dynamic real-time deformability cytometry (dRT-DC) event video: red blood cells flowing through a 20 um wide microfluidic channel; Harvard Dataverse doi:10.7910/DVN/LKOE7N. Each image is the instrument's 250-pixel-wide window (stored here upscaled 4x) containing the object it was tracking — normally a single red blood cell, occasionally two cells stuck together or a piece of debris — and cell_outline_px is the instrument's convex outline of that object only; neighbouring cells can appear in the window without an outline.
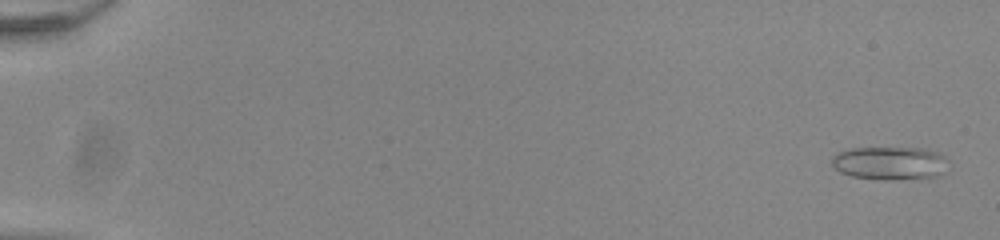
{"species": "common noctule bat (a hibernating species)", "species_latin": "Nyctalus noctula", "temperature_condition": "room temperature", "stored_images_in_passage": 51, "camera_frame_rate_fps": 3000, "um_per_image_px": 0.085, "animal": {"sex": "male", "body_mass_g": 20.0, "forearm_length_mm": 53.3}, "frame": {"image": 1, "passage_image": 2, "time_ms": 0.333, "image_size_px": [1000, 240], "cell_outline_px": [[948, 160], [940, 172], [936, 176], [888, 180], [880, 180], [852, 176], [840, 172], [832, 164], [832, 156], [840, 152], [852, 148], [924, 148], [936, 152], [944, 156]], "centroid_in_image_um": [75.59, 13.86], "position_along_channel_um": 9.4, "area_um2": 22.2}}
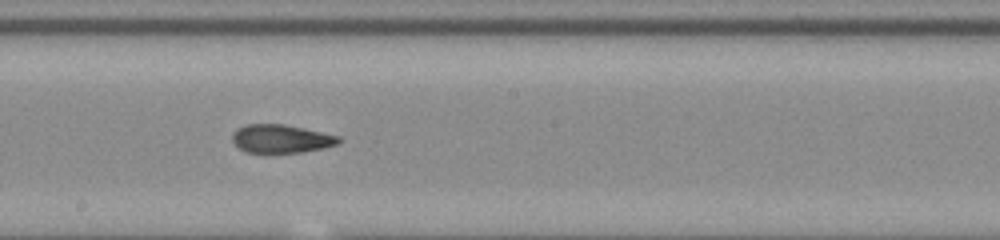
{"frame": {"image": 2, "passage_image": 32, "time_ms": 10.333, "image_size_px": [1000, 240], "cell_outline_px": [[344, 140], [336, 144], [324, 148], [300, 152], [244, 152], [232, 140], [232, 136], [236, 128], [244, 124], [284, 124], [304, 128], [340, 136]], "centroid_in_image_um": [23.91, 11.78], "position_along_channel_um": 224.3, "area_um2": 17.57}}
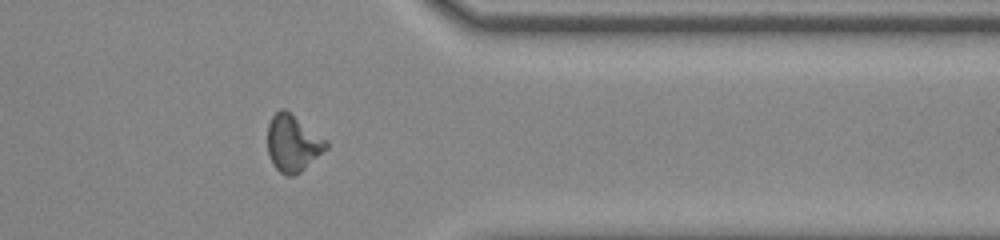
{"frame": {"image": 3, "passage_image": 45, "time_ms": 14.667, "image_size_px": [1000, 240], "cell_outline_px": [[328, 148], [300, 172], [292, 176], [288, 176], [280, 172], [272, 164], [268, 152], [268, 124], [272, 116], [280, 108], [284, 108], [328, 140]], "centroid_in_image_um": [24.9, 12.17], "position_along_channel_um": 386.5, "area_um2": 19.36}}